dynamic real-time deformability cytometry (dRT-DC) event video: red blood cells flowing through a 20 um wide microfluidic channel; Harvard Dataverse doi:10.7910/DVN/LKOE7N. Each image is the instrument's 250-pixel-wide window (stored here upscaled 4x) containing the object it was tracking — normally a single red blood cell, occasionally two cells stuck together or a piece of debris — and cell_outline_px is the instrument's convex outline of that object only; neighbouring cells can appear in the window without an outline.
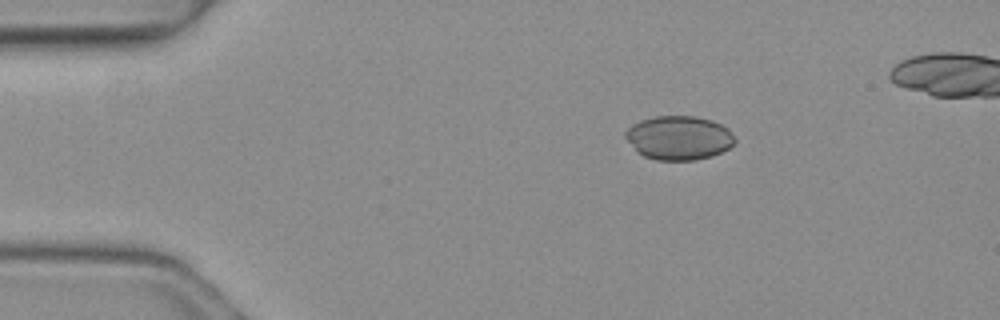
{"species": "common noctule bat (a hibernating species)", "species_latin": "Nyctalus noctula", "temperature_condition": "warm", "stored_images_in_passage": 5, "camera_frame_rate_fps": 3000, "um_per_image_px": 0.085, "animal": {"sex": "female", "body_mass_g": 19.3, "forearm_length_mm": 54.1}, "frame": {"image": 1, "passage_image": 2, "time_ms": 0.333, "image_size_px": [1000, 320], "cell_outline_px": [[736, 140], [728, 148], [712, 156], [696, 160], [656, 160], [644, 156], [636, 152], [624, 136], [624, 132], [632, 124], [640, 120], [656, 116], [696, 116], [712, 120], [728, 128]], "centroid_in_image_um": [57.67, 11.71], "position_along_channel_um": 27.3, "area_um2": 28.15}}